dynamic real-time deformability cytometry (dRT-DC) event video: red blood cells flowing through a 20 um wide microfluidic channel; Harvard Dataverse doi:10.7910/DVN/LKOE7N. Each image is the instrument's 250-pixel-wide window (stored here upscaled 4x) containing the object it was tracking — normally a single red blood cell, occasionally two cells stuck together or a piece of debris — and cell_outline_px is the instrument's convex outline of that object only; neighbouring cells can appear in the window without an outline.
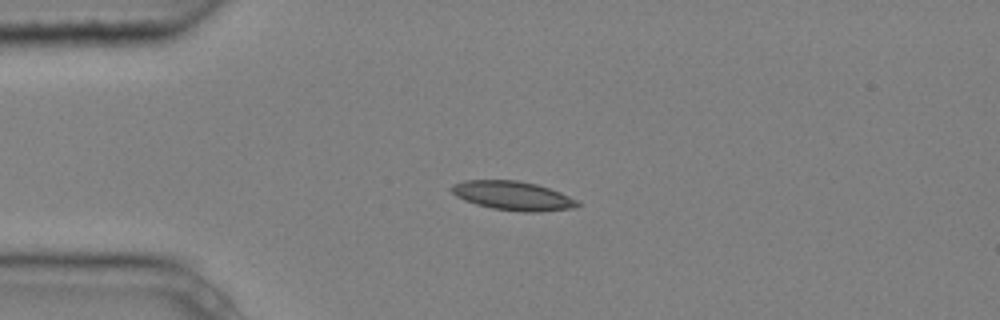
{"species": "common noctule bat (a hibernating species)", "species_latin": "Nyctalus noctula", "temperature_condition": "cold", "stored_images_in_passage": 3, "camera_frame_rate_fps": 3000, "um_per_image_px": 0.085, "animal": {"sex": "male", "body_mass_g": 20.4}, "frame": {"image": 1, "passage_image": 3, "time_ms": 0.667, "image_size_px": [1000, 320], "cell_outline_px": [[580, 208], [540, 212], [524, 212], [492, 208], [476, 204], [464, 200], [456, 196], [448, 188], [452, 184], [464, 180], [516, 180], [536, 184], [560, 192], [576, 200], [580, 204]], "centroid_in_image_um": [43.59, 16.64], "position_along_channel_um": 41.4, "area_um2": 21.44}}